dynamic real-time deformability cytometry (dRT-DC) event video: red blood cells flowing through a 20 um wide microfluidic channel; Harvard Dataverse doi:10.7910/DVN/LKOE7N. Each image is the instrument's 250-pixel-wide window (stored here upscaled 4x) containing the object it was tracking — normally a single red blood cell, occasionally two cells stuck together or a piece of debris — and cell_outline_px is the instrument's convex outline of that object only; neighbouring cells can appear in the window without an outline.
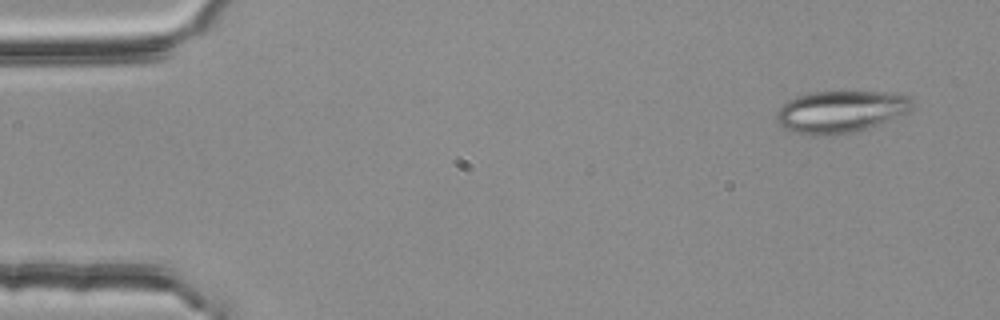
{"species": "common noctule bat (a hibernating species)", "species_latin": "Nyctalus noctula", "temperature_condition": "room temperature", "stored_images_in_passage": 3, "camera_frame_rate_fps": 3000, "um_per_image_px": 0.085, "animal": {"sex": "female", "body_mass_g": 25.1}, "frame": {"image": 1, "passage_image": 1, "time_ms": 0.0, "image_size_px": [1000, 320], "cell_outline_px": [[916, 104], [908, 112], [868, 128], [856, 132], [816, 136], [792, 132], [784, 128], [776, 120], [776, 116], [780, 108], [788, 100], [796, 96], [812, 92], [892, 92], [908, 96]], "centroid_in_image_um": [71.47, 9.49], "position_along_channel_um": 13.5, "area_um2": 33.23}}